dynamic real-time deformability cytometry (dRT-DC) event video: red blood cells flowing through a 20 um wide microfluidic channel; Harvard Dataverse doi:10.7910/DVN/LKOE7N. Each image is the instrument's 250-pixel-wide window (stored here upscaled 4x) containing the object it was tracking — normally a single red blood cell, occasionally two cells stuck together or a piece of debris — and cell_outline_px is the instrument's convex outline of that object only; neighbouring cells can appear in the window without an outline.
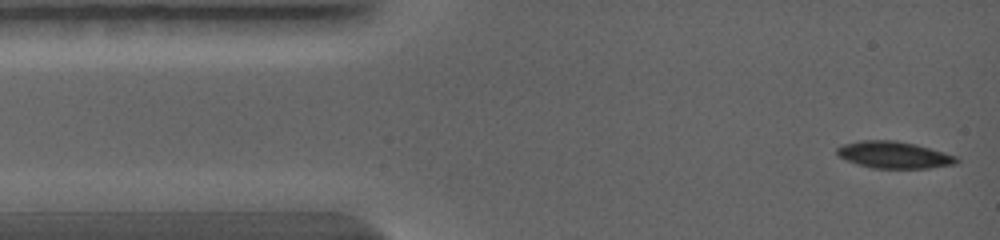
{"species": "common noctule bat (a hibernating species)", "species_latin": "Nyctalus noctula", "temperature_condition": "warm", "stored_images_in_passage": 10, "camera_frame_rate_fps": 5000, "um_per_image_px": 0.085, "animal": {"sex": "female", "body_mass_g": 19.0, "forearm_length_mm": 56.7}, "frame": {"image": 1, "passage_image": 1, "time_ms": 0.0, "image_size_px": [1000, 240], "cell_outline_px": [[960, 160], [956, 164], [928, 168], [872, 168], [848, 160], [840, 156], [836, 152], [836, 148], [844, 144], [860, 140], [896, 140], [916, 144], [960, 156]], "centroid_in_image_um": [76.07, 13.15], "position_along_channel_um": 8.9, "area_um2": 18.79}}
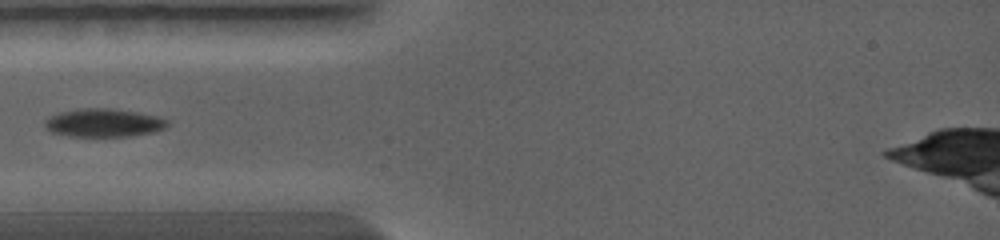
{"frame": {"image": 2, "passage_image": 7, "time_ms": 2.6, "image_size_px": [1000, 240], "cell_outline_px": [[172, 120], [168, 128], [152, 132], [132, 136], [68, 136], [52, 132], [44, 128], [44, 120], [48, 116], [60, 112], [76, 108], [108, 108], [136, 112], [156, 116]], "centroid_in_image_um": [8.82, 10.43], "position_along_channel_um": 76.2, "area_um2": 20.52}}
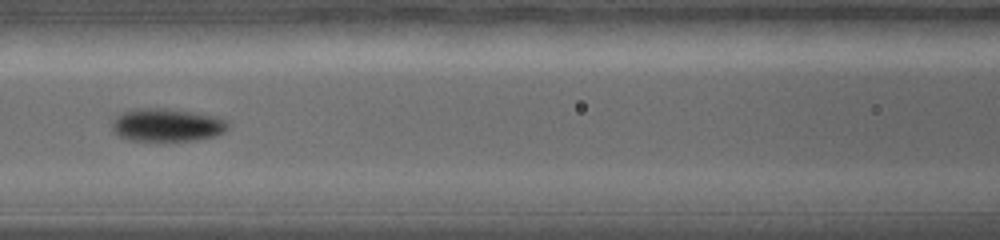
{"frame": {"image": 3, "passage_image": 10, "time_ms": 4.0, "image_size_px": [1000, 240], "cell_outline_px": [[232, 124], [224, 132], [216, 136], [196, 140], [128, 140], [120, 136], [112, 128], [112, 120], [116, 116], [124, 112], [136, 108], [164, 108], [192, 112], [216, 116], [228, 120]], "centroid_in_image_um": [14.25, 10.62], "position_along_channel_um": 152.4, "area_um2": 22.31}}